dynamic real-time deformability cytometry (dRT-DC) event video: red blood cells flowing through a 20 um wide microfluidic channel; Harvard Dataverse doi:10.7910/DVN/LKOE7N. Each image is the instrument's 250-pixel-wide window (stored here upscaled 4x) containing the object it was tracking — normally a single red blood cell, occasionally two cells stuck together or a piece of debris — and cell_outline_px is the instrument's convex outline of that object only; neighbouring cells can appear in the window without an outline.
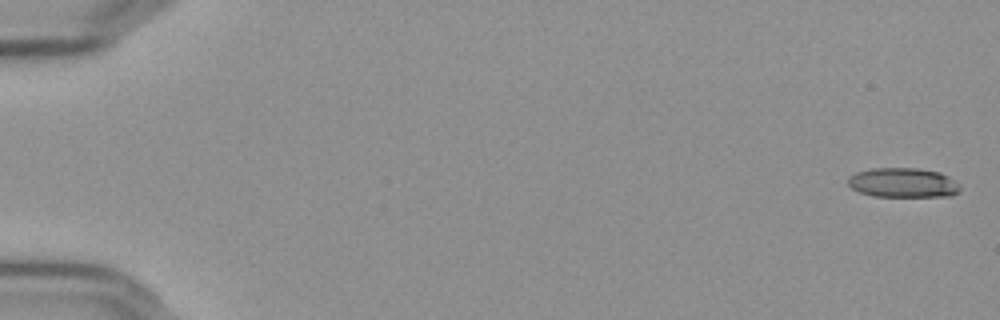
{"species": "Egyptian fruit bat (a non-hibernating species)", "species_latin": "Rousettus aegyptiacus", "temperature_condition": "cold", "stored_images_in_passage": 5, "camera_frame_rate_fps": 3000, "um_per_image_px": 0.085, "frame": {"image": 1, "passage_image": 1, "time_ms": 0.0, "image_size_px": [1000, 320], "cell_outline_px": [[960, 192], [952, 196], [872, 196], [860, 192], [852, 188], [848, 184], [848, 176], [856, 172], [872, 168], [916, 168], [940, 172], [948, 176], [960, 188]], "centroid_in_image_um": [76.73, 15.53], "position_along_channel_um": 8.3, "area_um2": 19.25}}
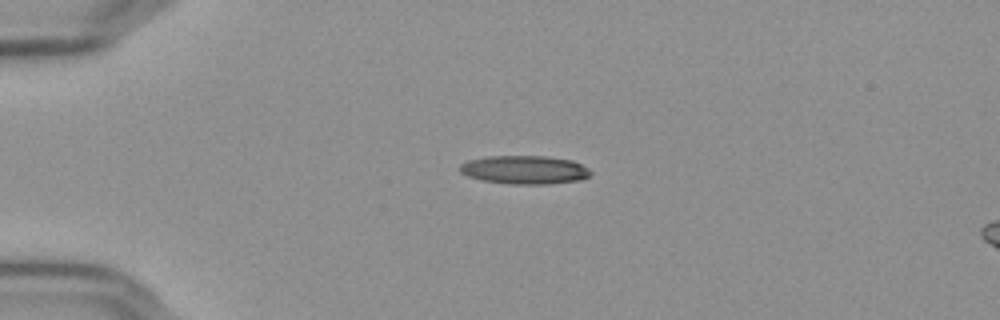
{"frame": {"image": 2, "passage_image": 4, "time_ms": 1.0, "image_size_px": [1000, 320], "cell_outline_px": [[592, 172], [588, 176], [580, 180], [548, 184], [508, 184], [484, 180], [468, 176], [460, 172], [460, 164], [468, 160], [488, 156], [544, 156], [572, 160], [588, 168]], "centroid_in_image_um": [44.59, 14.43], "position_along_channel_um": 40.4, "area_um2": 21.62}}